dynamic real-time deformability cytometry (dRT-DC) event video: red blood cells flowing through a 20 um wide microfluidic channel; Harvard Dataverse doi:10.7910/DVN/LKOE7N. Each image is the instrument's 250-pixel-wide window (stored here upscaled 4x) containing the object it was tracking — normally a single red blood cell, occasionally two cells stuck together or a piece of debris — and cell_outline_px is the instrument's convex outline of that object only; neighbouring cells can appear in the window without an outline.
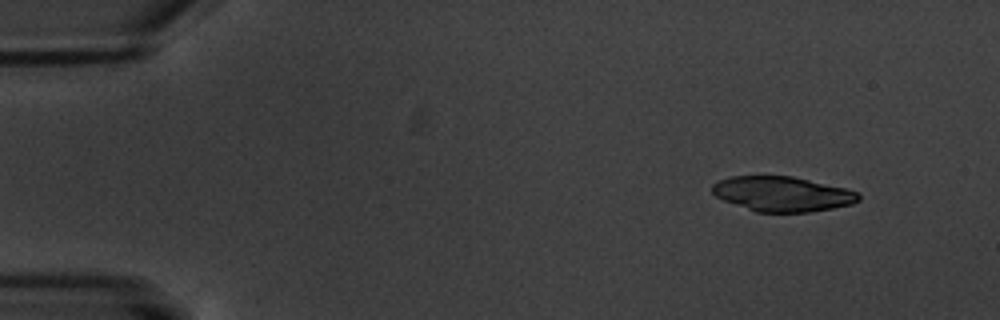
{"species": "common noctule bat (a hibernating species)", "species_latin": "Nyctalus noctula", "temperature_condition": "warm", "stored_images_in_passage": 5, "segment_of_instrument_passage": [1, 2], "camera_frame_rate_fps": 3000, "um_per_image_px": 0.085, "animal": {"sex": "male", "body_mass_g": 20.1, "forearm_length_mm": 53.5}, "frame": {"image": 1, "passage_image": 1, "time_ms": 0.0, "image_size_px": [1000, 320], "cell_outline_px": [[860, 200], [852, 204], [832, 208], [808, 212], [756, 212], [724, 200], [716, 196], [712, 192], [712, 184], [720, 180], [732, 176], [792, 176], [844, 188], [860, 192]], "centroid_in_image_um": [66.51, 16.48], "position_along_channel_um": 18.5, "area_um2": 29.59}}